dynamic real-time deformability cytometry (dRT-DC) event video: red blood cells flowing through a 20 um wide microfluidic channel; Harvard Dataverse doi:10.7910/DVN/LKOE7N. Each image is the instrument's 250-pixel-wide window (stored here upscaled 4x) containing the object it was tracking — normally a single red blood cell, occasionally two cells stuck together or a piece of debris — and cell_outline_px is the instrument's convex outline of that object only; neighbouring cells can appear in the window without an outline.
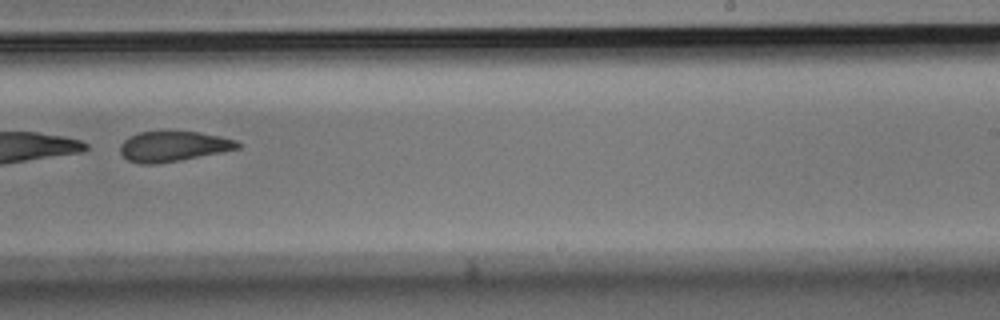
{"species": "Egyptian fruit bat (a non-hibernating species)", "species_latin": "Rousettus aegyptiacus", "temperature_condition": "room temperature", "stored_images_in_passage": 42, "segment_of_instrument_passage": [2, 2], "camera_frame_rate_fps": 3000, "um_per_image_px": 0.085, "animal": {"sex": "male"}, "frame": {"image": 1, "passage_image": 27, "time_ms": 8.667, "image_size_px": [1000, 320], "cell_outline_px": [[240, 148], [180, 160], [156, 164], [140, 164], [128, 160], [120, 152], [120, 144], [128, 136], [140, 132], [200, 132], [220, 136], [236, 140], [240, 144]], "centroid_in_image_um": [14.7, 12.44], "position_along_channel_um": 274.3, "area_um2": 20.52}}